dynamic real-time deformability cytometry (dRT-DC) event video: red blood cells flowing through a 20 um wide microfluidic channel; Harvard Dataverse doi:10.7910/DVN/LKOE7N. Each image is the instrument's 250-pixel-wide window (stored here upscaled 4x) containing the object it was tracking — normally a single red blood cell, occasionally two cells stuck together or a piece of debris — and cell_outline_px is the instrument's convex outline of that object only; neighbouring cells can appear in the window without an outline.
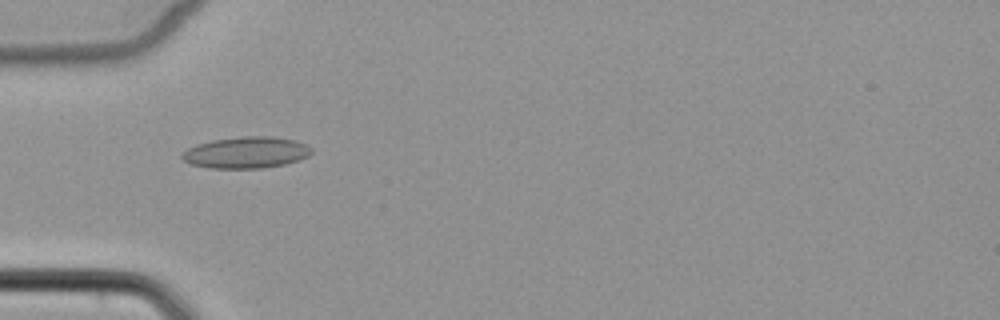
{"species": "common noctule bat (a hibernating species)", "species_latin": "Nyctalus noctula", "temperature_condition": "cold", "stored_images_in_passage": 5, "camera_frame_rate_fps": 3000, "um_per_image_px": 0.085, "animal": {"sex": "female", "body_mass_g": 22.7, "forearm_length_mm": 54.2}, "frame": {"image": 1, "passage_image": 3, "time_ms": 2.333, "image_size_px": [1000, 320], "cell_outline_px": [[312, 152], [308, 156], [300, 160], [284, 164], [260, 168], [208, 168], [188, 164], [180, 156], [188, 148], [196, 144], [212, 140], [244, 136], [272, 136], [296, 140], [312, 148]], "centroid_in_image_um": [20.91, 12.96], "position_along_channel_um": 64.1, "area_um2": 23.81}}
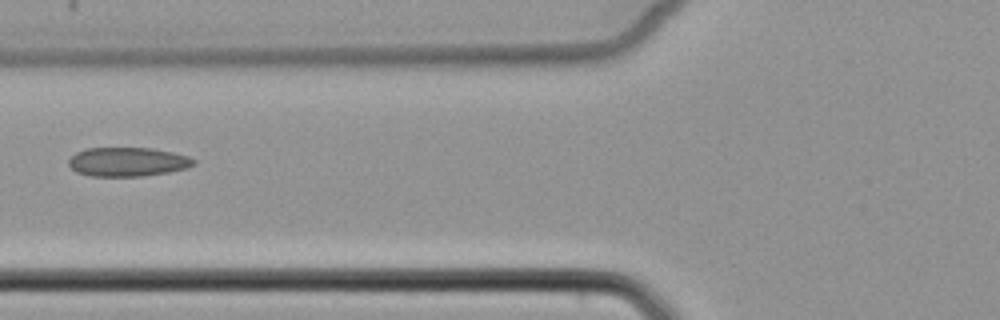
{"frame": {"image": 2, "passage_image": 4, "time_ms": 3.667, "image_size_px": [1000, 320], "cell_outline_px": [[196, 164], [188, 168], [168, 172], [140, 176], [92, 176], [76, 172], [68, 164], [68, 160], [76, 152], [84, 148], [152, 148], [172, 152], [188, 156], [196, 160]], "centroid_in_image_um": [10.86, 13.75], "position_along_channel_um": 114.9, "area_um2": 21.21}}
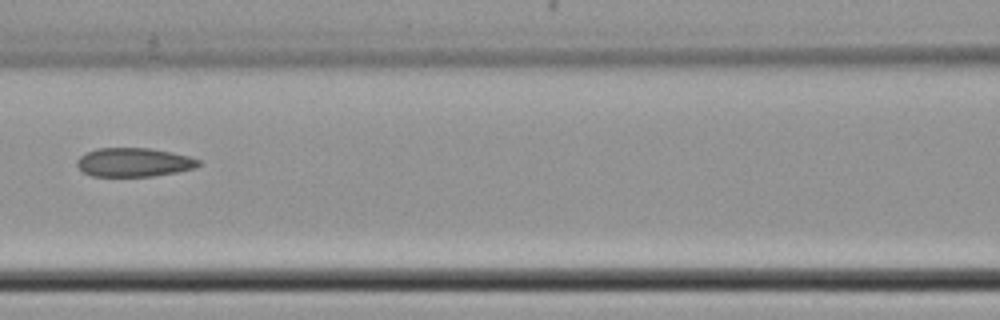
{"frame": {"image": 3, "passage_image": 5, "time_ms": 4.667, "image_size_px": [1000, 320], "cell_outline_px": [[200, 164], [196, 168], [176, 172], [152, 176], [92, 176], [84, 172], [76, 164], [76, 160], [80, 156], [96, 148], [148, 148], [172, 152], [188, 156], [200, 160]], "centroid_in_image_um": [11.38, 13.79], "position_along_channel_um": 155.2, "area_um2": 20.35}}